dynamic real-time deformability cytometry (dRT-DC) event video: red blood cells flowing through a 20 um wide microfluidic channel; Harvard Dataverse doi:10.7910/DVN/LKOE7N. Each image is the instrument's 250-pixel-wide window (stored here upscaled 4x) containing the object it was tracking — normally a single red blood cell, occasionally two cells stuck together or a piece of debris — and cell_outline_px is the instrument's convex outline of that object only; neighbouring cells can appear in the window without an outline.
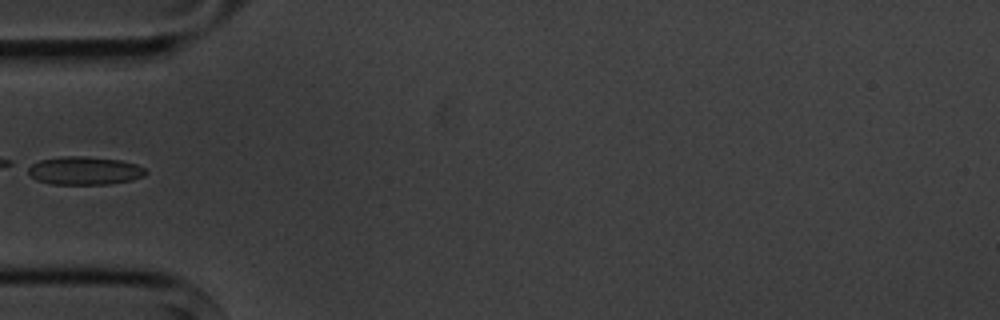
{"species": "common noctule bat (a hibernating species)", "species_latin": "Nyctalus noctula", "temperature_condition": "cold", "stored_images_in_passage": 10, "camera_frame_rate_fps": 3000, "um_per_image_px": 0.085, "animal": {"sex": "male", "body_mass_g": 20.1, "forearm_length_mm": 53.5}, "frame": {"image": 1, "passage_image": 6, "time_ms": 6.0, "image_size_px": [1000, 320], "cell_outline_px": [[148, 172], [144, 176], [132, 180], [112, 184], [52, 184], [36, 180], [28, 172], [28, 168], [32, 164], [40, 160], [60, 156], [84, 156], [120, 160], [136, 164], [144, 168]], "centroid_in_image_um": [7.21, 14.51], "position_along_channel_um": 77.8, "area_um2": 19.36}}
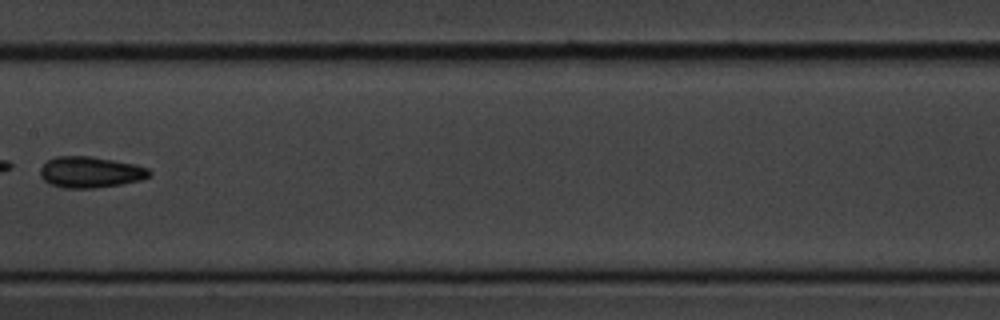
{"frame": {"image": 2, "passage_image": 9, "time_ms": 9.333, "image_size_px": [1000, 320], "cell_outline_px": [[152, 172], [148, 176], [140, 180], [120, 184], [92, 188], [64, 188], [48, 184], [40, 176], [40, 168], [48, 160], [56, 156], [92, 156], [136, 164], [148, 168]], "centroid_in_image_um": [7.66, 14.63], "position_along_channel_um": 199.7, "area_um2": 19.83}}
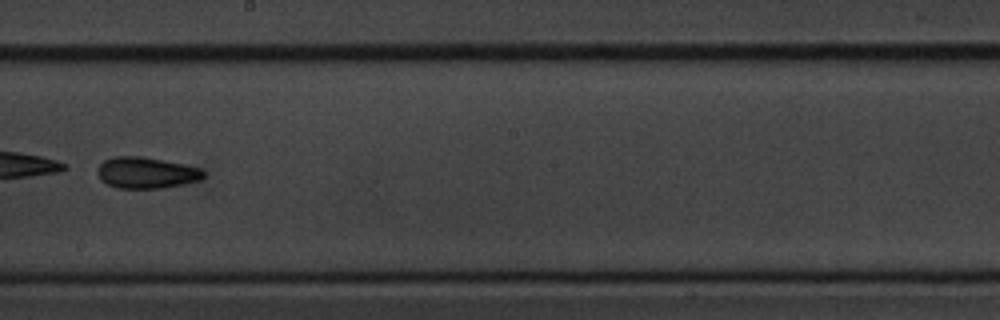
{"frame": {"image": 3, "passage_image": 10, "time_ms": 10.333, "image_size_px": [1000, 320], "cell_outline_px": [[204, 176], [200, 180], [184, 184], [164, 188], [116, 188], [100, 180], [96, 172], [100, 164], [104, 160], [116, 156], [140, 156], [164, 160], [184, 164], [200, 168], [204, 172]], "centroid_in_image_um": [12.42, 14.68], "position_along_channel_um": 235.8, "area_um2": 19.42}}